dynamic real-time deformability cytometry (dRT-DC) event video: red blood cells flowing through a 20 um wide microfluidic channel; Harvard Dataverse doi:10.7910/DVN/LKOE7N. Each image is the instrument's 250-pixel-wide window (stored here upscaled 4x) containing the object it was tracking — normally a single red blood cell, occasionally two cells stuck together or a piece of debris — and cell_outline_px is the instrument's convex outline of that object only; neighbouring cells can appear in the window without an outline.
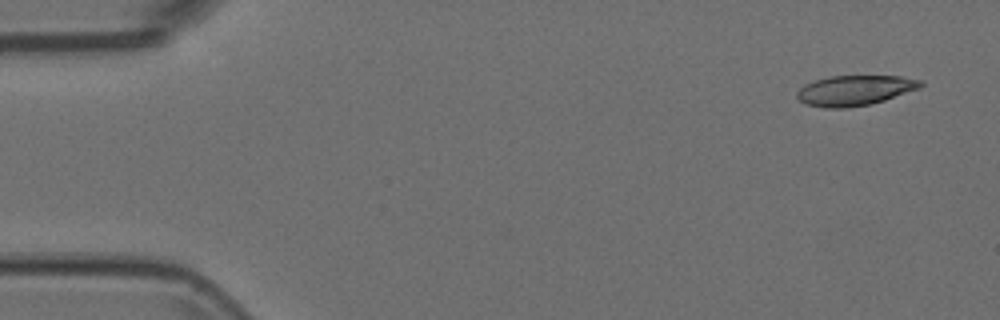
{"species": "Egyptian fruit bat (a non-hibernating species)", "species_latin": "Rousettus aegyptiacus", "temperature_condition": "room temperature", "stored_images_in_passage": 50, "camera_frame_rate_fps": 3000, "um_per_image_px": 0.085, "animal": {"sex": "female"}, "frame": {"image": 1, "passage_image": 1, "time_ms": 0.0, "image_size_px": [1000, 320], "cell_outline_px": [[924, 84], [920, 88], [872, 104], [848, 108], [824, 108], [804, 104], [796, 96], [796, 92], [804, 84], [816, 80], [832, 76], [900, 76], [924, 80]], "centroid_in_image_um": [72.66, 7.69], "position_along_channel_um": 12.3, "area_um2": 21.91}}
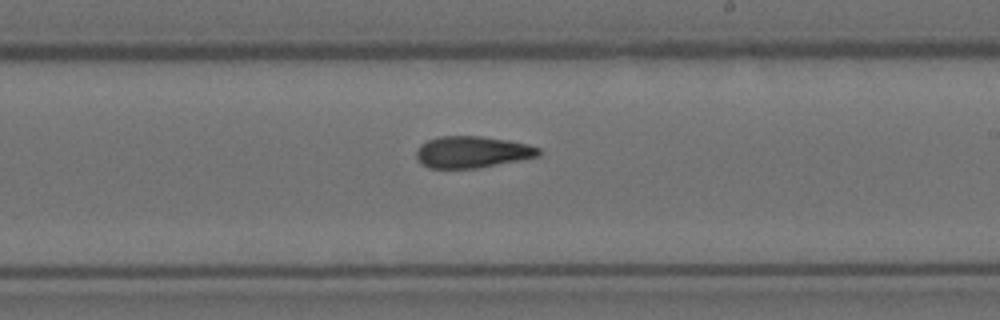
{"frame": {"image": 2, "passage_image": 29, "time_ms": 9.333, "image_size_px": [1000, 320], "cell_outline_px": [[540, 156], [476, 168], [428, 168], [420, 164], [416, 160], [416, 152], [420, 144], [428, 140], [440, 136], [480, 136], [508, 140], [528, 144], [540, 148]], "centroid_in_image_um": [40.1, 12.92], "position_along_channel_um": 248.9, "area_um2": 22.6}}
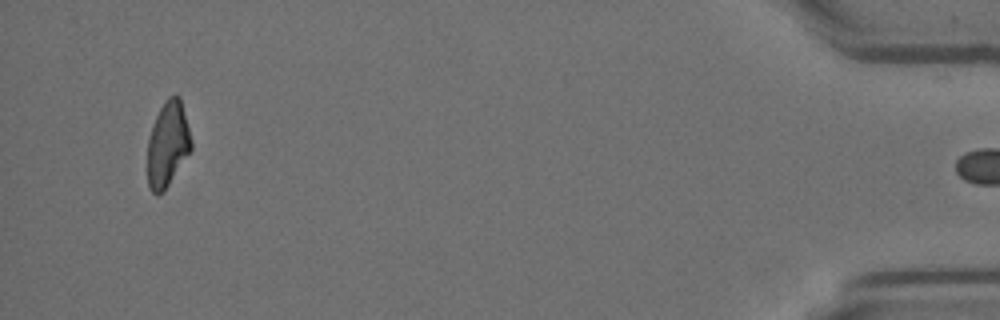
{"frame": {"image": 3, "passage_image": 49, "time_ms": 16.0, "image_size_px": [1000, 320], "cell_outline_px": [[192, 148], [168, 184], [156, 196], [152, 192], [148, 184], [148, 136], [152, 124], [164, 100], [168, 96], [180, 96], [192, 140]], "centroid_in_image_um": [14.25, 12.21], "position_along_channel_um": 421.0, "area_um2": 21.44}}